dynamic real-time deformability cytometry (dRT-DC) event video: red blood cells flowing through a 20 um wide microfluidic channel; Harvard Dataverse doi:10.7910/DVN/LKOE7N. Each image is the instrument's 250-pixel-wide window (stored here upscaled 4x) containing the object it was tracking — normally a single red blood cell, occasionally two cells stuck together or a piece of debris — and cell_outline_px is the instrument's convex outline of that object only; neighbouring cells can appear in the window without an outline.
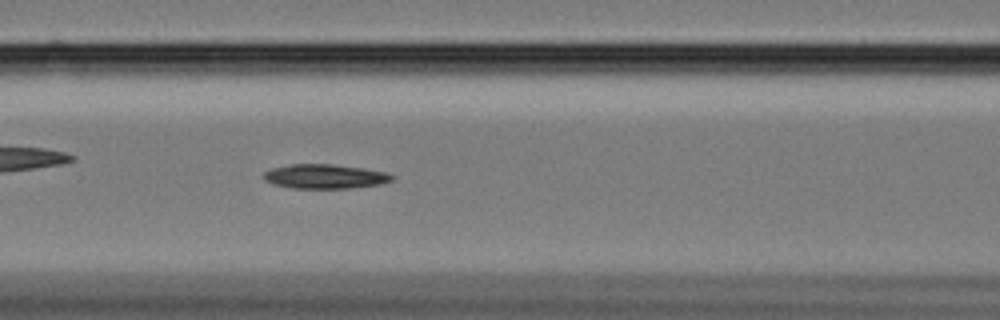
{"species": "Egyptian fruit bat (a non-hibernating species)", "species_latin": "Rousettus aegyptiacus", "temperature_condition": "cold", "stored_images_in_passage": 34, "camera_frame_rate_fps": 3000, "um_per_image_px": 0.085, "animal": {"sex": "female"}, "frame": {"image": 1, "passage_image": 7, "time_ms": 2.0, "image_size_px": [1000, 320], "cell_outline_px": [[396, 176], [392, 180], [380, 184], [348, 188], [292, 188], [272, 184], [264, 180], [264, 172], [272, 168], [292, 164], [332, 164], [388, 172]], "centroid_in_image_um": [27.62, 15.0], "position_along_channel_um": 139.0, "area_um2": 18.15}}
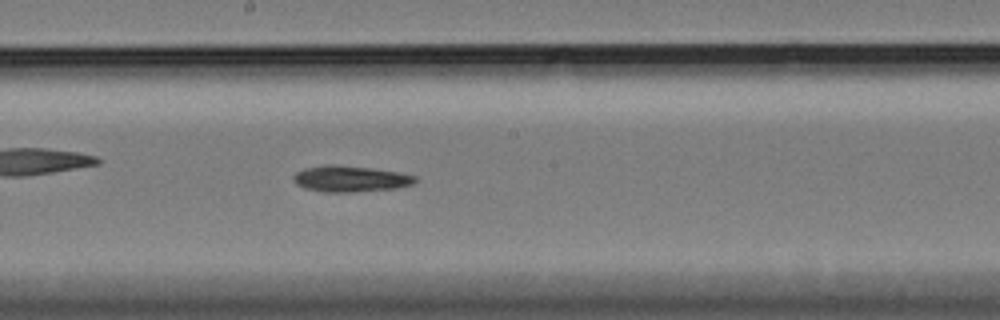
{"frame": {"image": 2, "passage_image": 14, "time_ms": 4.333, "image_size_px": [1000, 320], "cell_outline_px": [[420, 180], [412, 184], [396, 188], [352, 192], [324, 192], [304, 188], [296, 184], [292, 180], [292, 176], [296, 172], [304, 168], [372, 168], [400, 172], [416, 176]], "centroid_in_image_um": [29.85, 15.25], "position_along_channel_um": 218.4, "area_um2": 17.69}}
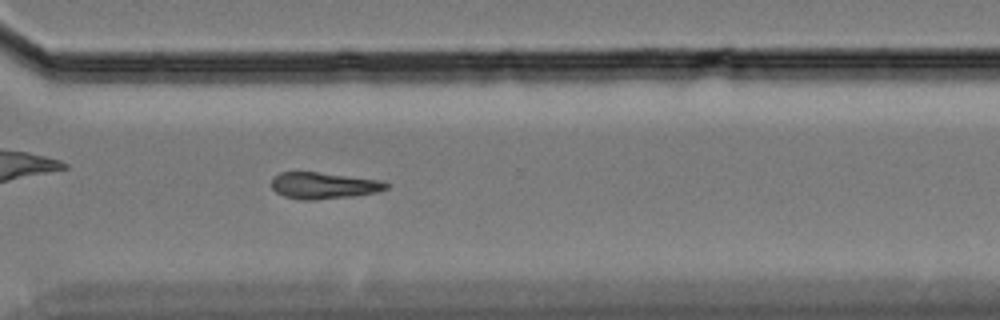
{"frame": {"image": 3, "passage_image": 25, "time_ms": 8.0, "image_size_px": [1000, 320], "cell_outline_px": [[388, 188], [376, 192], [352, 196], [316, 200], [300, 200], [284, 196], [276, 192], [272, 188], [272, 176], [280, 172], [316, 172], [380, 180], [388, 184]], "centroid_in_image_um": [27.46, 15.77], "position_along_channel_um": 343.1, "area_um2": 17.63}}